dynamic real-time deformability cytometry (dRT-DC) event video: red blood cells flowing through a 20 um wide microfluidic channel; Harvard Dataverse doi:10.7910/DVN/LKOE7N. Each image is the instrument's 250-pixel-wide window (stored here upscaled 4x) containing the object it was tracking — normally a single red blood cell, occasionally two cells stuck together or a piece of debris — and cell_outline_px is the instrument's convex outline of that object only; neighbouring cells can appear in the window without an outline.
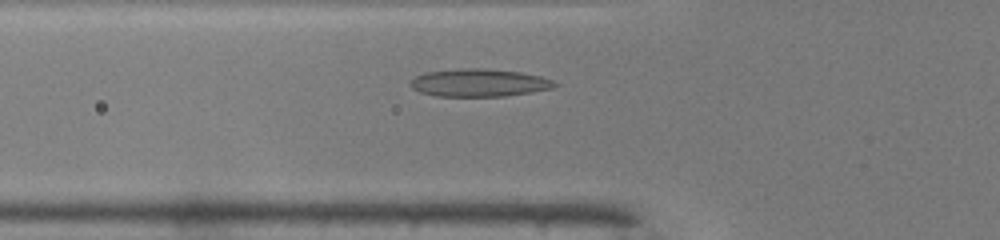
{"species": "common noctule bat (a hibernating species)", "species_latin": "Nyctalus noctula", "temperature_condition": "warm", "stored_images_in_passage": 37, "camera_frame_rate_fps": 3000, "um_per_image_px": 0.085, "animal": {"sex": "male", "body_mass_g": 19.0, "forearm_length_mm": 50.8}, "frame": {"image": 1, "passage_image": 6, "time_ms": 1.667, "image_size_px": [1000, 240], "cell_outline_px": [[560, 84], [552, 88], [504, 96], [436, 96], [420, 92], [412, 88], [408, 84], [416, 76], [428, 72], [468, 68], [480, 68], [520, 72], [540, 76], [552, 80]], "centroid_in_image_um": [40.72, 7.04], "position_along_channel_um": 85.1, "area_um2": 23.0}}
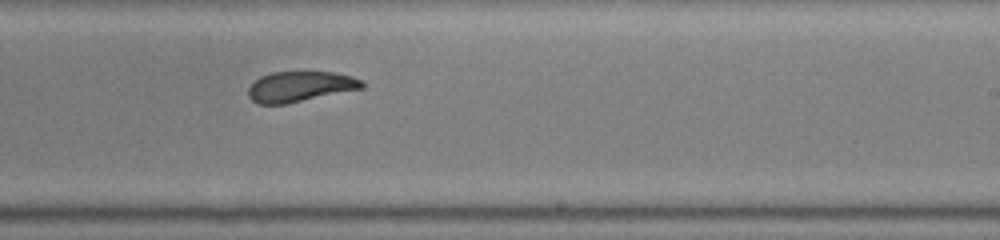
{"frame": {"image": 2, "passage_image": 19, "time_ms": 6.0, "image_size_px": [1000, 240], "cell_outline_px": [[364, 88], [284, 104], [256, 104], [248, 96], [248, 88], [260, 76], [272, 72], [332, 72], [352, 76], [360, 80], [364, 84]], "centroid_in_image_um": [25.48, 7.36], "position_along_channel_um": 263.5, "area_um2": 20.0}}
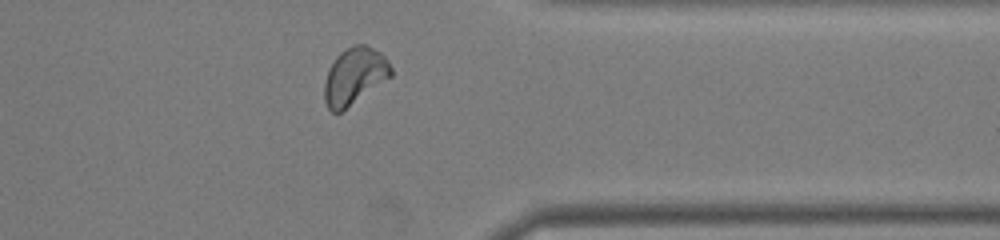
{"frame": {"image": 3, "passage_image": 28, "time_ms": 9.0, "image_size_px": [1000, 240], "cell_outline_px": [[392, 76], [340, 112], [332, 112], [328, 108], [324, 100], [324, 80], [328, 68], [336, 56], [340, 52], [352, 44], [368, 44], [380, 52], [388, 60], [392, 68]], "centroid_in_image_um": [30.12, 6.43], "position_along_channel_um": 381.3, "area_um2": 22.2}, "authors_computed_cell_mechanics": {"area_um2": 21.7906, "velocity_mm_per_s": 4.1282, "shape_relaxation_time_tau1_ms": 3.308, "shape_relaxation_time_tau2_ms": 0.9935, "deformation_change_tau1": 0.1433, "deformation_change_tau2": 0.0727}}